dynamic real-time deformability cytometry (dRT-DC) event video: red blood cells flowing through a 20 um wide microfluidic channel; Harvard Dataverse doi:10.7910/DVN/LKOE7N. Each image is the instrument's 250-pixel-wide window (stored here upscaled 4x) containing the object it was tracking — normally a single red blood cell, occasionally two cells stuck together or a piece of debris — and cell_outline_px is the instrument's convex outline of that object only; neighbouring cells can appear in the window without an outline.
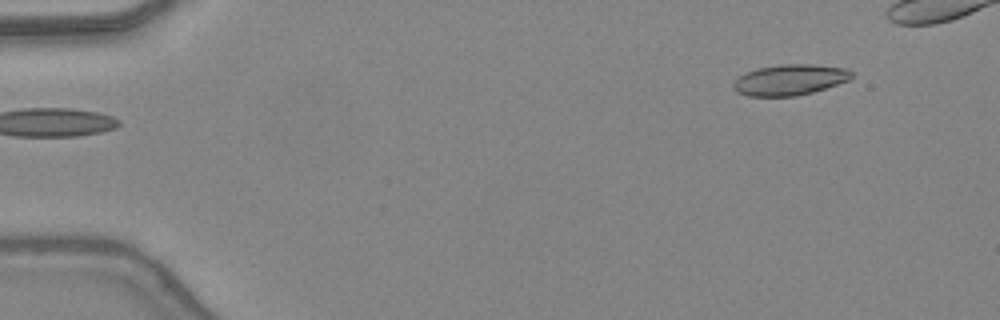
{"species": "common noctule bat (a hibernating species)", "species_latin": "Nyctalus noctula", "temperature_condition": "warm", "stored_images_in_passage": 38, "camera_frame_rate_fps": 3000, "um_per_image_px": 0.085, "animal": {"sex": "female", "body_mass_g": 24.6, "forearm_length_mm": 56.2}, "frame": {"image": 1, "passage_image": 1, "time_ms": 0.0, "image_size_px": [1000, 320], "cell_outline_px": [[852, 76], [848, 80], [812, 92], [796, 96], [748, 96], [736, 92], [732, 84], [740, 76], [756, 68], [780, 64], [812, 64], [848, 68], [852, 72]], "centroid_in_image_um": [67.12, 6.77], "position_along_channel_um": 17.9, "area_um2": 21.1}}
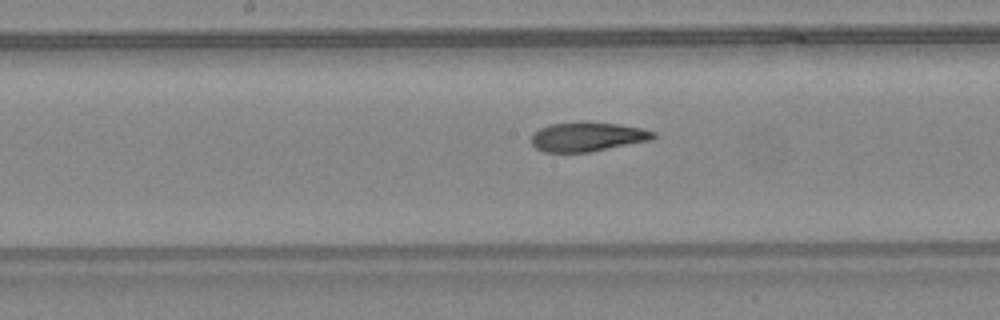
{"frame": {"image": 2, "passage_image": 21, "time_ms": 6.667, "image_size_px": [1000, 320], "cell_outline_px": [[656, 136], [652, 140], [588, 152], [544, 152], [536, 148], [532, 144], [532, 132], [548, 124], [580, 120], [588, 120], [616, 124], [640, 128], [656, 132]], "centroid_in_image_um": [49.9, 11.59], "position_along_channel_um": 198.3, "area_um2": 21.21}}
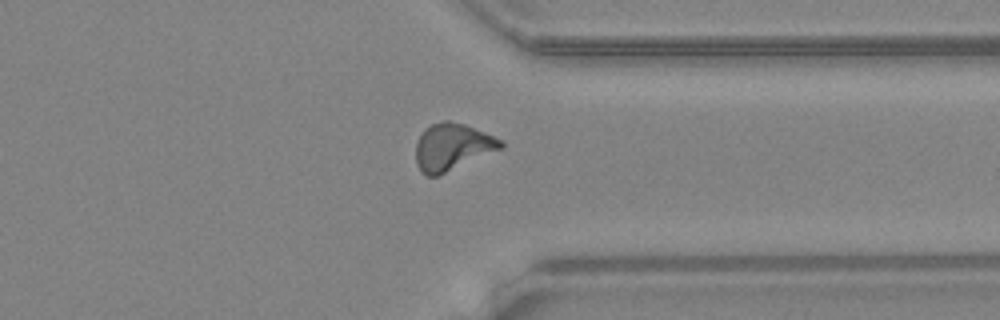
{"frame": {"image": 3, "passage_image": 33, "time_ms": 10.667, "image_size_px": [1000, 320], "cell_outline_px": [[504, 148], [440, 176], [428, 176], [420, 172], [416, 164], [416, 144], [424, 128], [432, 124], [444, 120], [448, 120], [464, 124], [504, 140]], "centroid_in_image_um": [38.46, 12.51], "position_along_channel_um": 372.9, "area_um2": 23.64}}